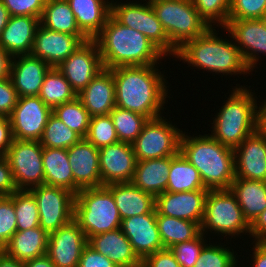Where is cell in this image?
Wrapping results in <instances>:
<instances>
[{
  "instance_id": "obj_14",
  "label": "cell",
  "mask_w": 266,
  "mask_h": 267,
  "mask_svg": "<svg viewBox=\"0 0 266 267\" xmlns=\"http://www.w3.org/2000/svg\"><path fill=\"white\" fill-rule=\"evenodd\" d=\"M78 94L104 67L98 45L94 39L83 42L58 67Z\"/></svg>"
},
{
  "instance_id": "obj_5",
  "label": "cell",
  "mask_w": 266,
  "mask_h": 267,
  "mask_svg": "<svg viewBox=\"0 0 266 267\" xmlns=\"http://www.w3.org/2000/svg\"><path fill=\"white\" fill-rule=\"evenodd\" d=\"M237 86L214 115L210 134L220 144L232 149L257 131V97L248 87Z\"/></svg>"
},
{
  "instance_id": "obj_33",
  "label": "cell",
  "mask_w": 266,
  "mask_h": 267,
  "mask_svg": "<svg viewBox=\"0 0 266 267\" xmlns=\"http://www.w3.org/2000/svg\"><path fill=\"white\" fill-rule=\"evenodd\" d=\"M206 189L198 170L179 152L172 156L166 192Z\"/></svg>"
},
{
  "instance_id": "obj_58",
  "label": "cell",
  "mask_w": 266,
  "mask_h": 267,
  "mask_svg": "<svg viewBox=\"0 0 266 267\" xmlns=\"http://www.w3.org/2000/svg\"><path fill=\"white\" fill-rule=\"evenodd\" d=\"M0 267H24V262L18 261L0 250Z\"/></svg>"
},
{
  "instance_id": "obj_21",
  "label": "cell",
  "mask_w": 266,
  "mask_h": 267,
  "mask_svg": "<svg viewBox=\"0 0 266 267\" xmlns=\"http://www.w3.org/2000/svg\"><path fill=\"white\" fill-rule=\"evenodd\" d=\"M235 179L266 181V135L255 131L234 149Z\"/></svg>"
},
{
  "instance_id": "obj_50",
  "label": "cell",
  "mask_w": 266,
  "mask_h": 267,
  "mask_svg": "<svg viewBox=\"0 0 266 267\" xmlns=\"http://www.w3.org/2000/svg\"><path fill=\"white\" fill-rule=\"evenodd\" d=\"M78 267H118L108 257L87 244L80 256Z\"/></svg>"
},
{
  "instance_id": "obj_46",
  "label": "cell",
  "mask_w": 266,
  "mask_h": 267,
  "mask_svg": "<svg viewBox=\"0 0 266 267\" xmlns=\"http://www.w3.org/2000/svg\"><path fill=\"white\" fill-rule=\"evenodd\" d=\"M266 0H231L228 19H265Z\"/></svg>"
},
{
  "instance_id": "obj_34",
  "label": "cell",
  "mask_w": 266,
  "mask_h": 267,
  "mask_svg": "<svg viewBox=\"0 0 266 267\" xmlns=\"http://www.w3.org/2000/svg\"><path fill=\"white\" fill-rule=\"evenodd\" d=\"M156 222L164 248L190 241L201 233V226L196 222L161 215L157 212Z\"/></svg>"
},
{
  "instance_id": "obj_44",
  "label": "cell",
  "mask_w": 266,
  "mask_h": 267,
  "mask_svg": "<svg viewBox=\"0 0 266 267\" xmlns=\"http://www.w3.org/2000/svg\"><path fill=\"white\" fill-rule=\"evenodd\" d=\"M206 235L202 232L194 239L187 242H180L169 249L173 252L181 267H193L200 257V253L205 243Z\"/></svg>"
},
{
  "instance_id": "obj_3",
  "label": "cell",
  "mask_w": 266,
  "mask_h": 267,
  "mask_svg": "<svg viewBox=\"0 0 266 267\" xmlns=\"http://www.w3.org/2000/svg\"><path fill=\"white\" fill-rule=\"evenodd\" d=\"M180 152L198 170L206 189H229L235 180L234 149L211 135L182 133Z\"/></svg>"
},
{
  "instance_id": "obj_6",
  "label": "cell",
  "mask_w": 266,
  "mask_h": 267,
  "mask_svg": "<svg viewBox=\"0 0 266 267\" xmlns=\"http://www.w3.org/2000/svg\"><path fill=\"white\" fill-rule=\"evenodd\" d=\"M74 219L89 240L121 228V217L112 192L106 186L81 189L74 201Z\"/></svg>"
},
{
  "instance_id": "obj_20",
  "label": "cell",
  "mask_w": 266,
  "mask_h": 267,
  "mask_svg": "<svg viewBox=\"0 0 266 267\" xmlns=\"http://www.w3.org/2000/svg\"><path fill=\"white\" fill-rule=\"evenodd\" d=\"M121 230L141 261L148 255L164 249L156 222V209L151 213L122 219Z\"/></svg>"
},
{
  "instance_id": "obj_56",
  "label": "cell",
  "mask_w": 266,
  "mask_h": 267,
  "mask_svg": "<svg viewBox=\"0 0 266 267\" xmlns=\"http://www.w3.org/2000/svg\"><path fill=\"white\" fill-rule=\"evenodd\" d=\"M257 106V131L266 135V99Z\"/></svg>"
},
{
  "instance_id": "obj_16",
  "label": "cell",
  "mask_w": 266,
  "mask_h": 267,
  "mask_svg": "<svg viewBox=\"0 0 266 267\" xmlns=\"http://www.w3.org/2000/svg\"><path fill=\"white\" fill-rule=\"evenodd\" d=\"M88 240L78 222L72 219L49 234L46 255L56 267H78Z\"/></svg>"
},
{
  "instance_id": "obj_48",
  "label": "cell",
  "mask_w": 266,
  "mask_h": 267,
  "mask_svg": "<svg viewBox=\"0 0 266 267\" xmlns=\"http://www.w3.org/2000/svg\"><path fill=\"white\" fill-rule=\"evenodd\" d=\"M18 98L10 78L0 80V116L9 117L18 102Z\"/></svg>"
},
{
  "instance_id": "obj_7",
  "label": "cell",
  "mask_w": 266,
  "mask_h": 267,
  "mask_svg": "<svg viewBox=\"0 0 266 267\" xmlns=\"http://www.w3.org/2000/svg\"><path fill=\"white\" fill-rule=\"evenodd\" d=\"M150 4L177 50L210 28L191 0H151Z\"/></svg>"
},
{
  "instance_id": "obj_35",
  "label": "cell",
  "mask_w": 266,
  "mask_h": 267,
  "mask_svg": "<svg viewBox=\"0 0 266 267\" xmlns=\"http://www.w3.org/2000/svg\"><path fill=\"white\" fill-rule=\"evenodd\" d=\"M40 24L52 31L84 35L78 28L74 13L66 0H47Z\"/></svg>"
},
{
  "instance_id": "obj_26",
  "label": "cell",
  "mask_w": 266,
  "mask_h": 267,
  "mask_svg": "<svg viewBox=\"0 0 266 267\" xmlns=\"http://www.w3.org/2000/svg\"><path fill=\"white\" fill-rule=\"evenodd\" d=\"M88 244L118 267H139L141 260L121 228L92 236Z\"/></svg>"
},
{
  "instance_id": "obj_30",
  "label": "cell",
  "mask_w": 266,
  "mask_h": 267,
  "mask_svg": "<svg viewBox=\"0 0 266 267\" xmlns=\"http://www.w3.org/2000/svg\"><path fill=\"white\" fill-rule=\"evenodd\" d=\"M49 234L40 226L16 231L3 251L21 262L43 256L47 252Z\"/></svg>"
},
{
  "instance_id": "obj_42",
  "label": "cell",
  "mask_w": 266,
  "mask_h": 267,
  "mask_svg": "<svg viewBox=\"0 0 266 267\" xmlns=\"http://www.w3.org/2000/svg\"><path fill=\"white\" fill-rule=\"evenodd\" d=\"M211 244V245H210ZM226 245L209 243L203 247L200 257L193 267H236L238 259L235 252Z\"/></svg>"
},
{
  "instance_id": "obj_23",
  "label": "cell",
  "mask_w": 266,
  "mask_h": 267,
  "mask_svg": "<svg viewBox=\"0 0 266 267\" xmlns=\"http://www.w3.org/2000/svg\"><path fill=\"white\" fill-rule=\"evenodd\" d=\"M74 183L80 188L101 186L99 149L85 138L67 149Z\"/></svg>"
},
{
  "instance_id": "obj_59",
  "label": "cell",
  "mask_w": 266,
  "mask_h": 267,
  "mask_svg": "<svg viewBox=\"0 0 266 267\" xmlns=\"http://www.w3.org/2000/svg\"><path fill=\"white\" fill-rule=\"evenodd\" d=\"M10 18V14L7 10V8L4 6V4L0 0V34L2 30L7 25Z\"/></svg>"
},
{
  "instance_id": "obj_4",
  "label": "cell",
  "mask_w": 266,
  "mask_h": 267,
  "mask_svg": "<svg viewBox=\"0 0 266 267\" xmlns=\"http://www.w3.org/2000/svg\"><path fill=\"white\" fill-rule=\"evenodd\" d=\"M217 35L216 29L210 27L203 35L187 41L178 49L175 58L189 64L188 67L204 69L210 73L250 75L252 71L245 64L234 40L229 41Z\"/></svg>"
},
{
  "instance_id": "obj_32",
  "label": "cell",
  "mask_w": 266,
  "mask_h": 267,
  "mask_svg": "<svg viewBox=\"0 0 266 267\" xmlns=\"http://www.w3.org/2000/svg\"><path fill=\"white\" fill-rule=\"evenodd\" d=\"M229 189L249 224L266 209V181L235 179Z\"/></svg>"
},
{
  "instance_id": "obj_25",
  "label": "cell",
  "mask_w": 266,
  "mask_h": 267,
  "mask_svg": "<svg viewBox=\"0 0 266 267\" xmlns=\"http://www.w3.org/2000/svg\"><path fill=\"white\" fill-rule=\"evenodd\" d=\"M40 19L31 16H10L0 34V47L10 56L30 54Z\"/></svg>"
},
{
  "instance_id": "obj_24",
  "label": "cell",
  "mask_w": 266,
  "mask_h": 267,
  "mask_svg": "<svg viewBox=\"0 0 266 267\" xmlns=\"http://www.w3.org/2000/svg\"><path fill=\"white\" fill-rule=\"evenodd\" d=\"M77 97L90 117L109 114L116 106L112 69L103 68L99 71Z\"/></svg>"
},
{
  "instance_id": "obj_10",
  "label": "cell",
  "mask_w": 266,
  "mask_h": 267,
  "mask_svg": "<svg viewBox=\"0 0 266 267\" xmlns=\"http://www.w3.org/2000/svg\"><path fill=\"white\" fill-rule=\"evenodd\" d=\"M164 118L148 120L132 143L137 161L169 157L180 152L183 131Z\"/></svg>"
},
{
  "instance_id": "obj_12",
  "label": "cell",
  "mask_w": 266,
  "mask_h": 267,
  "mask_svg": "<svg viewBox=\"0 0 266 267\" xmlns=\"http://www.w3.org/2000/svg\"><path fill=\"white\" fill-rule=\"evenodd\" d=\"M29 191L38 205L39 226L48 234L74 219L76 195L73 192L46 184L35 186Z\"/></svg>"
},
{
  "instance_id": "obj_36",
  "label": "cell",
  "mask_w": 266,
  "mask_h": 267,
  "mask_svg": "<svg viewBox=\"0 0 266 267\" xmlns=\"http://www.w3.org/2000/svg\"><path fill=\"white\" fill-rule=\"evenodd\" d=\"M50 108L74 100L77 93L58 68H51L44 77L39 95Z\"/></svg>"
},
{
  "instance_id": "obj_2",
  "label": "cell",
  "mask_w": 266,
  "mask_h": 267,
  "mask_svg": "<svg viewBox=\"0 0 266 267\" xmlns=\"http://www.w3.org/2000/svg\"><path fill=\"white\" fill-rule=\"evenodd\" d=\"M94 40L107 69L153 65L166 56L144 34L122 25L112 15Z\"/></svg>"
},
{
  "instance_id": "obj_41",
  "label": "cell",
  "mask_w": 266,
  "mask_h": 267,
  "mask_svg": "<svg viewBox=\"0 0 266 267\" xmlns=\"http://www.w3.org/2000/svg\"><path fill=\"white\" fill-rule=\"evenodd\" d=\"M85 139L98 149L118 143L119 138L110 115L91 117Z\"/></svg>"
},
{
  "instance_id": "obj_49",
  "label": "cell",
  "mask_w": 266,
  "mask_h": 267,
  "mask_svg": "<svg viewBox=\"0 0 266 267\" xmlns=\"http://www.w3.org/2000/svg\"><path fill=\"white\" fill-rule=\"evenodd\" d=\"M141 265L143 267H181L169 248L148 255L141 261Z\"/></svg>"
},
{
  "instance_id": "obj_37",
  "label": "cell",
  "mask_w": 266,
  "mask_h": 267,
  "mask_svg": "<svg viewBox=\"0 0 266 267\" xmlns=\"http://www.w3.org/2000/svg\"><path fill=\"white\" fill-rule=\"evenodd\" d=\"M115 127L119 142L132 144L142 132L148 118L144 115L114 107L109 113Z\"/></svg>"
},
{
  "instance_id": "obj_9",
  "label": "cell",
  "mask_w": 266,
  "mask_h": 267,
  "mask_svg": "<svg viewBox=\"0 0 266 267\" xmlns=\"http://www.w3.org/2000/svg\"><path fill=\"white\" fill-rule=\"evenodd\" d=\"M146 2L143 4L137 1L117 3L111 0V15L122 25L144 34L166 56L175 57L178 50L170 43L150 2Z\"/></svg>"
},
{
  "instance_id": "obj_13",
  "label": "cell",
  "mask_w": 266,
  "mask_h": 267,
  "mask_svg": "<svg viewBox=\"0 0 266 267\" xmlns=\"http://www.w3.org/2000/svg\"><path fill=\"white\" fill-rule=\"evenodd\" d=\"M51 114L39 96L19 97L9 116L13 139L39 141Z\"/></svg>"
},
{
  "instance_id": "obj_54",
  "label": "cell",
  "mask_w": 266,
  "mask_h": 267,
  "mask_svg": "<svg viewBox=\"0 0 266 267\" xmlns=\"http://www.w3.org/2000/svg\"><path fill=\"white\" fill-rule=\"evenodd\" d=\"M254 245L251 251H254L251 256L253 259L252 267H266V242H252Z\"/></svg>"
},
{
  "instance_id": "obj_17",
  "label": "cell",
  "mask_w": 266,
  "mask_h": 267,
  "mask_svg": "<svg viewBox=\"0 0 266 267\" xmlns=\"http://www.w3.org/2000/svg\"><path fill=\"white\" fill-rule=\"evenodd\" d=\"M87 40L85 35L52 31L39 24L30 54L44 60L51 68H57Z\"/></svg>"
},
{
  "instance_id": "obj_19",
  "label": "cell",
  "mask_w": 266,
  "mask_h": 267,
  "mask_svg": "<svg viewBox=\"0 0 266 267\" xmlns=\"http://www.w3.org/2000/svg\"><path fill=\"white\" fill-rule=\"evenodd\" d=\"M208 189L180 193L164 192L155 197L158 214L196 222L201 226Z\"/></svg>"
},
{
  "instance_id": "obj_8",
  "label": "cell",
  "mask_w": 266,
  "mask_h": 267,
  "mask_svg": "<svg viewBox=\"0 0 266 267\" xmlns=\"http://www.w3.org/2000/svg\"><path fill=\"white\" fill-rule=\"evenodd\" d=\"M209 231L223 237L232 236L231 239L243 233L250 235V224L230 189L208 190L201 232L207 235Z\"/></svg>"
},
{
  "instance_id": "obj_1",
  "label": "cell",
  "mask_w": 266,
  "mask_h": 267,
  "mask_svg": "<svg viewBox=\"0 0 266 267\" xmlns=\"http://www.w3.org/2000/svg\"><path fill=\"white\" fill-rule=\"evenodd\" d=\"M157 65L112 68L116 107L144 115L149 120L162 116L166 98L170 96L167 95L168 82Z\"/></svg>"
},
{
  "instance_id": "obj_47",
  "label": "cell",
  "mask_w": 266,
  "mask_h": 267,
  "mask_svg": "<svg viewBox=\"0 0 266 267\" xmlns=\"http://www.w3.org/2000/svg\"><path fill=\"white\" fill-rule=\"evenodd\" d=\"M47 0H1L10 16H31L41 19Z\"/></svg>"
},
{
  "instance_id": "obj_51",
  "label": "cell",
  "mask_w": 266,
  "mask_h": 267,
  "mask_svg": "<svg viewBox=\"0 0 266 267\" xmlns=\"http://www.w3.org/2000/svg\"><path fill=\"white\" fill-rule=\"evenodd\" d=\"M17 190L8 159L0 155V196H10Z\"/></svg>"
},
{
  "instance_id": "obj_15",
  "label": "cell",
  "mask_w": 266,
  "mask_h": 267,
  "mask_svg": "<svg viewBox=\"0 0 266 267\" xmlns=\"http://www.w3.org/2000/svg\"><path fill=\"white\" fill-rule=\"evenodd\" d=\"M228 37L235 40L247 67L253 71L258 65L259 53L266 55V18L265 19H228L223 27ZM231 35H230V34ZM257 64V65H256Z\"/></svg>"
},
{
  "instance_id": "obj_27",
  "label": "cell",
  "mask_w": 266,
  "mask_h": 267,
  "mask_svg": "<svg viewBox=\"0 0 266 267\" xmlns=\"http://www.w3.org/2000/svg\"><path fill=\"white\" fill-rule=\"evenodd\" d=\"M72 9L80 31L94 39L111 15V2L108 0H66Z\"/></svg>"
},
{
  "instance_id": "obj_40",
  "label": "cell",
  "mask_w": 266,
  "mask_h": 267,
  "mask_svg": "<svg viewBox=\"0 0 266 267\" xmlns=\"http://www.w3.org/2000/svg\"><path fill=\"white\" fill-rule=\"evenodd\" d=\"M13 203L18 231L39 226L38 205L35 197L29 190L15 191L13 193Z\"/></svg>"
},
{
  "instance_id": "obj_43",
  "label": "cell",
  "mask_w": 266,
  "mask_h": 267,
  "mask_svg": "<svg viewBox=\"0 0 266 267\" xmlns=\"http://www.w3.org/2000/svg\"><path fill=\"white\" fill-rule=\"evenodd\" d=\"M200 16L210 27L222 29L228 22L231 0H191ZM215 23V24H214ZM217 23V25H216ZM219 25V26H218Z\"/></svg>"
},
{
  "instance_id": "obj_31",
  "label": "cell",
  "mask_w": 266,
  "mask_h": 267,
  "mask_svg": "<svg viewBox=\"0 0 266 267\" xmlns=\"http://www.w3.org/2000/svg\"><path fill=\"white\" fill-rule=\"evenodd\" d=\"M44 184L61 187L75 195L81 190L75 183L67 149L43 147Z\"/></svg>"
},
{
  "instance_id": "obj_53",
  "label": "cell",
  "mask_w": 266,
  "mask_h": 267,
  "mask_svg": "<svg viewBox=\"0 0 266 267\" xmlns=\"http://www.w3.org/2000/svg\"><path fill=\"white\" fill-rule=\"evenodd\" d=\"M250 237L254 242H266V209L250 224Z\"/></svg>"
},
{
  "instance_id": "obj_39",
  "label": "cell",
  "mask_w": 266,
  "mask_h": 267,
  "mask_svg": "<svg viewBox=\"0 0 266 267\" xmlns=\"http://www.w3.org/2000/svg\"><path fill=\"white\" fill-rule=\"evenodd\" d=\"M52 113L82 138L86 137L91 117L78 97L54 107Z\"/></svg>"
},
{
  "instance_id": "obj_11",
  "label": "cell",
  "mask_w": 266,
  "mask_h": 267,
  "mask_svg": "<svg viewBox=\"0 0 266 267\" xmlns=\"http://www.w3.org/2000/svg\"><path fill=\"white\" fill-rule=\"evenodd\" d=\"M43 147L36 140L13 139L6 157L18 190L44 184Z\"/></svg>"
},
{
  "instance_id": "obj_57",
  "label": "cell",
  "mask_w": 266,
  "mask_h": 267,
  "mask_svg": "<svg viewBox=\"0 0 266 267\" xmlns=\"http://www.w3.org/2000/svg\"><path fill=\"white\" fill-rule=\"evenodd\" d=\"M24 267H56L50 258L45 254L24 262Z\"/></svg>"
},
{
  "instance_id": "obj_45",
  "label": "cell",
  "mask_w": 266,
  "mask_h": 267,
  "mask_svg": "<svg viewBox=\"0 0 266 267\" xmlns=\"http://www.w3.org/2000/svg\"><path fill=\"white\" fill-rule=\"evenodd\" d=\"M16 231L17 220L13 193L10 196H0V250L5 248Z\"/></svg>"
},
{
  "instance_id": "obj_28",
  "label": "cell",
  "mask_w": 266,
  "mask_h": 267,
  "mask_svg": "<svg viewBox=\"0 0 266 267\" xmlns=\"http://www.w3.org/2000/svg\"><path fill=\"white\" fill-rule=\"evenodd\" d=\"M172 156L137 161L131 183L154 197L167 189Z\"/></svg>"
},
{
  "instance_id": "obj_38",
  "label": "cell",
  "mask_w": 266,
  "mask_h": 267,
  "mask_svg": "<svg viewBox=\"0 0 266 267\" xmlns=\"http://www.w3.org/2000/svg\"><path fill=\"white\" fill-rule=\"evenodd\" d=\"M81 139L82 137L79 134L68 128L52 113L39 142L42 147L68 149Z\"/></svg>"
},
{
  "instance_id": "obj_52",
  "label": "cell",
  "mask_w": 266,
  "mask_h": 267,
  "mask_svg": "<svg viewBox=\"0 0 266 267\" xmlns=\"http://www.w3.org/2000/svg\"><path fill=\"white\" fill-rule=\"evenodd\" d=\"M13 141L9 117L0 116V155H6Z\"/></svg>"
},
{
  "instance_id": "obj_22",
  "label": "cell",
  "mask_w": 266,
  "mask_h": 267,
  "mask_svg": "<svg viewBox=\"0 0 266 267\" xmlns=\"http://www.w3.org/2000/svg\"><path fill=\"white\" fill-rule=\"evenodd\" d=\"M51 67L31 54L12 57L9 78L19 97L38 96Z\"/></svg>"
},
{
  "instance_id": "obj_18",
  "label": "cell",
  "mask_w": 266,
  "mask_h": 267,
  "mask_svg": "<svg viewBox=\"0 0 266 267\" xmlns=\"http://www.w3.org/2000/svg\"><path fill=\"white\" fill-rule=\"evenodd\" d=\"M137 159L130 143L118 142L99 149L101 186L130 183Z\"/></svg>"
},
{
  "instance_id": "obj_29",
  "label": "cell",
  "mask_w": 266,
  "mask_h": 267,
  "mask_svg": "<svg viewBox=\"0 0 266 267\" xmlns=\"http://www.w3.org/2000/svg\"><path fill=\"white\" fill-rule=\"evenodd\" d=\"M115 199L121 219L151 213L155 209V197L130 183H114L106 186Z\"/></svg>"
},
{
  "instance_id": "obj_55",
  "label": "cell",
  "mask_w": 266,
  "mask_h": 267,
  "mask_svg": "<svg viewBox=\"0 0 266 267\" xmlns=\"http://www.w3.org/2000/svg\"><path fill=\"white\" fill-rule=\"evenodd\" d=\"M12 56L0 47V80L9 77Z\"/></svg>"
}]
</instances>
